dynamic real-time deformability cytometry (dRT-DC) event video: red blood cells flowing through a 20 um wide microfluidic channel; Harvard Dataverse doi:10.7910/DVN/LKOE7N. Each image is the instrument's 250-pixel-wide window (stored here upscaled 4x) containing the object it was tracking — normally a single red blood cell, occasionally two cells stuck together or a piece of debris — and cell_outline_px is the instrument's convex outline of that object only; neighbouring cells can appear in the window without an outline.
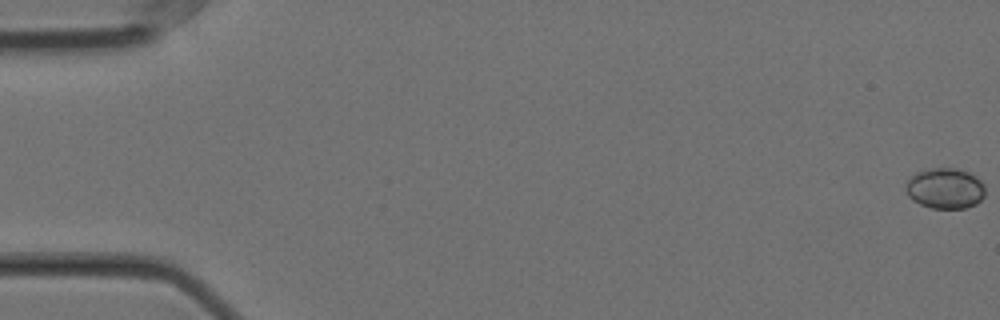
{"species": "Egyptian fruit bat (a non-hibernating species)", "species_latin": "Rousettus aegyptiacus", "temperature_condition": "cold", "stored_images_in_passage": 9, "camera_frame_rate_fps": 3000, "um_per_image_px": 0.085, "animal": {"sex": "female"}, "frame": {"image": 1, "passage_image": 1, "time_ms": 0.0, "image_size_px": [1000, 320], "cell_outline_px": [[984, 196], [976, 204], [964, 208], [932, 208], [920, 204], [908, 196], [904, 188], [904, 184], [916, 172], [924, 168], [956, 168], [968, 172], [976, 176], [984, 184]], "centroid_in_image_um": [80.31, 15.99], "position_along_channel_um": 4.7, "area_um2": 18.96}}